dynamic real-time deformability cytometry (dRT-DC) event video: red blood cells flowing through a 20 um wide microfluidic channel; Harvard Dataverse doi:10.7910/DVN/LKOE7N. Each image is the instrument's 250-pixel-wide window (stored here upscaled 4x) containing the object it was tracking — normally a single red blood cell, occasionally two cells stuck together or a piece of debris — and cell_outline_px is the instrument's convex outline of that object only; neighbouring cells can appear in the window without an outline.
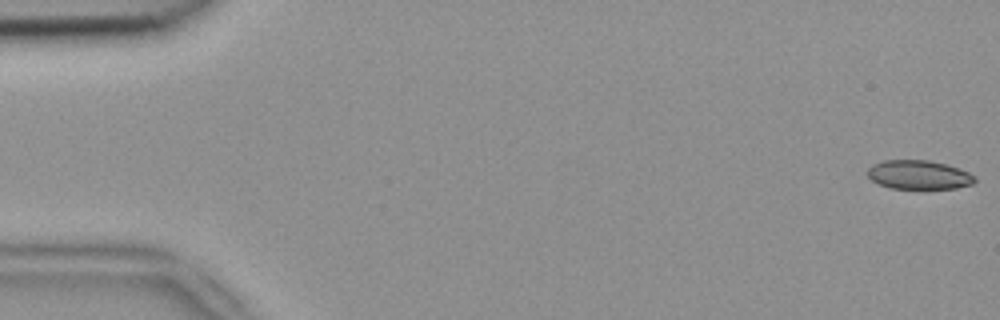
{"species": "common noctule bat (a hibernating species)", "species_latin": "Nyctalus noctula", "temperature_condition": "room temperature", "stored_images_in_passage": 5, "camera_frame_rate_fps": 3000, "um_per_image_px": 0.085, "animal": {"sex": "female", "body_mass_g": 18.4}, "frame": {"image": 1, "passage_image": 1, "time_ms": 0.0, "image_size_px": [1000, 320], "cell_outline_px": [[976, 180], [972, 184], [956, 188], [892, 188], [880, 184], [872, 180], [864, 172], [872, 164], [884, 160], [928, 160], [944, 164], [968, 172], [976, 176]], "centroid_in_image_um": [78.06, 14.85], "position_along_channel_um": 6.9, "area_um2": 17.98}}